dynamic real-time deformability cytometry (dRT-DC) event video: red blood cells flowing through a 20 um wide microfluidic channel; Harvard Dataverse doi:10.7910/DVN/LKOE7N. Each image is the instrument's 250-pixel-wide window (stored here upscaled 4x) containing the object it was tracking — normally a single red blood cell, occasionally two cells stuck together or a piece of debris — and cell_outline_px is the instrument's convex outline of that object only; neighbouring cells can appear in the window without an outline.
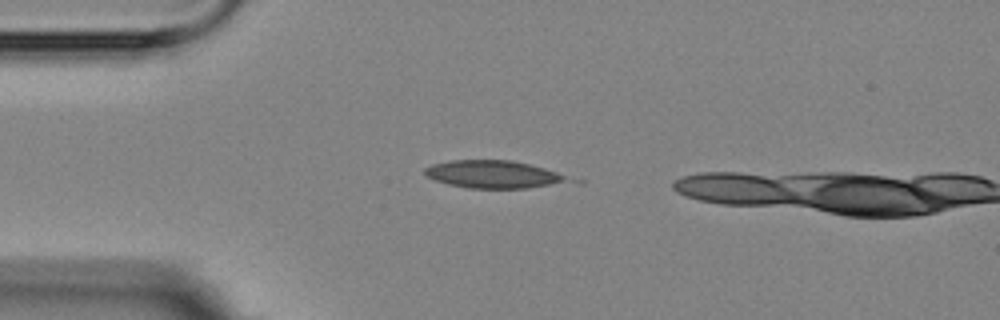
{"species": "Egyptian fruit bat (a non-hibernating species)", "species_latin": "Rousettus aegyptiacus", "temperature_condition": "room temperature", "stored_images_in_passage": 3, "camera_frame_rate_fps": 3000, "um_per_image_px": 0.085, "animal": {"sex": "female"}, "frame": {"image": 1, "passage_image": 2, "time_ms": 1.333, "image_size_px": [1000, 320], "cell_outline_px": [[564, 176], [560, 180], [548, 184], [524, 188], [468, 188], [448, 184], [436, 180], [428, 176], [424, 172], [424, 168], [432, 164], [448, 160], [512, 160], [544, 168], [556, 172]], "centroid_in_image_um": [41.73, 14.79], "position_along_channel_um": 43.3, "area_um2": 22.2}}